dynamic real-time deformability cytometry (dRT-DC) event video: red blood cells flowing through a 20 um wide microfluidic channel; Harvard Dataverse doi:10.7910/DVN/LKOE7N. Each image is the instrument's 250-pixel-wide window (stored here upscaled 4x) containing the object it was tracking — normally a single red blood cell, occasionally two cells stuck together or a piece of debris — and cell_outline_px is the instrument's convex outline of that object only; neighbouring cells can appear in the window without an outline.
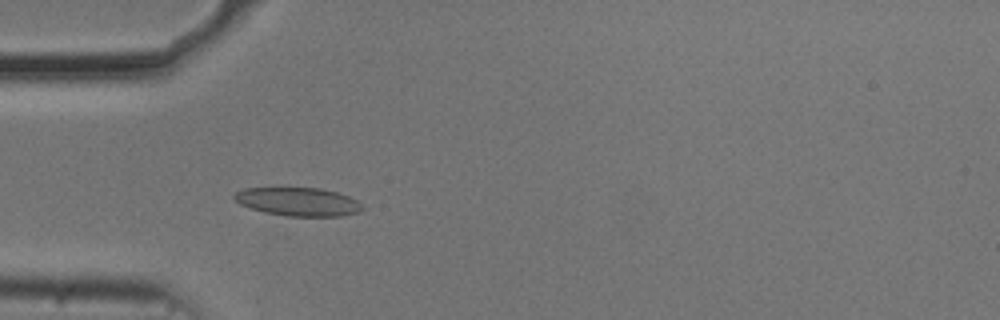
{"species": "common noctule bat (a hibernating species)", "species_latin": "Nyctalus noctula", "temperature_condition": "cold", "stored_images_in_passage": 39, "camera_frame_rate_fps": 3000, "um_per_image_px": 0.085, "animal": {"sex": "male", "body_mass_g": 20.5, "forearm_length_mm": 52.5}, "frame": {"image": 1, "passage_image": 1, "time_ms": 0.0, "image_size_px": [1000, 320], "cell_outline_px": [[364, 208], [360, 212], [340, 216], [288, 216], [264, 212], [240, 204], [232, 196], [236, 192], [244, 188], [320, 188], [336, 192], [348, 196], [356, 200]], "centroid_in_image_um": [25.35, 17.14], "position_along_channel_um": 59.7, "area_um2": 21.04}}
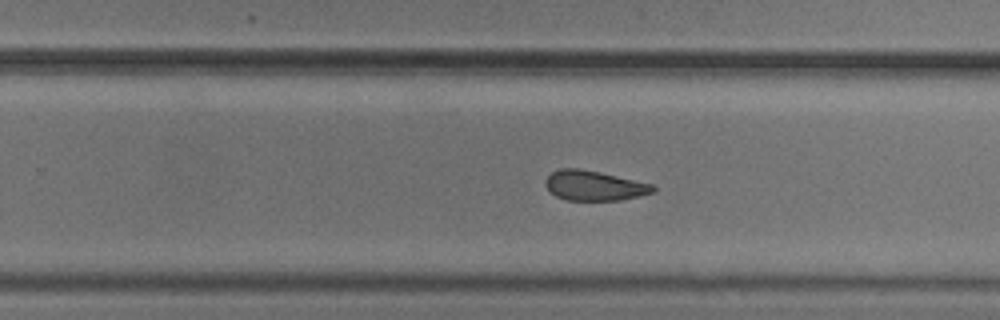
{"frame": {"image": 2, "passage_image": 19, "time_ms": 6.0, "image_size_px": [1000, 320], "cell_outline_px": [[656, 192], [640, 196], [620, 200], [564, 200], [556, 196], [544, 184], [544, 180], [552, 172], [560, 168], [580, 168], [600, 172], [652, 184], [656, 188]], "centroid_in_image_um": [50.51, 15.78], "position_along_channel_um": 279.3, "area_um2": 18.79}}
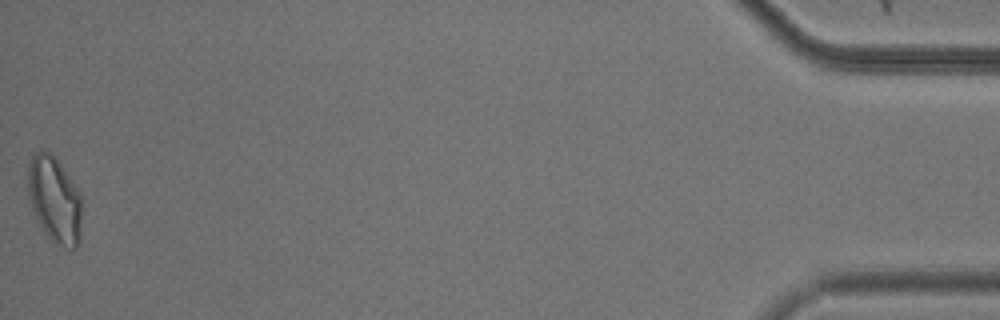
{"frame": {"image": 3, "passage_image": 39, "time_ms": 12.667, "image_size_px": [1000, 320], "cell_outline_px": [[80, 240], [76, 248], [68, 248], [56, 244], [44, 232], [32, 208], [28, 192], [28, 164], [32, 152], [40, 148], [56, 156], [80, 192]], "centroid_in_image_um": [4.62, 16.91], "position_along_channel_um": 430.6, "area_um2": 27.22}, "authors_computed_cell_mechanics": {"area_um2": 19.941, "velocity_mm_per_s": 3.7016, "shape_relaxation_time_tau1_ms": 5.7992, "shape_relaxation_time_tau2_ms": 4.1368, "deformation_change_tau1": 0.1122, "deformation_change_tau2": 0.0956}}